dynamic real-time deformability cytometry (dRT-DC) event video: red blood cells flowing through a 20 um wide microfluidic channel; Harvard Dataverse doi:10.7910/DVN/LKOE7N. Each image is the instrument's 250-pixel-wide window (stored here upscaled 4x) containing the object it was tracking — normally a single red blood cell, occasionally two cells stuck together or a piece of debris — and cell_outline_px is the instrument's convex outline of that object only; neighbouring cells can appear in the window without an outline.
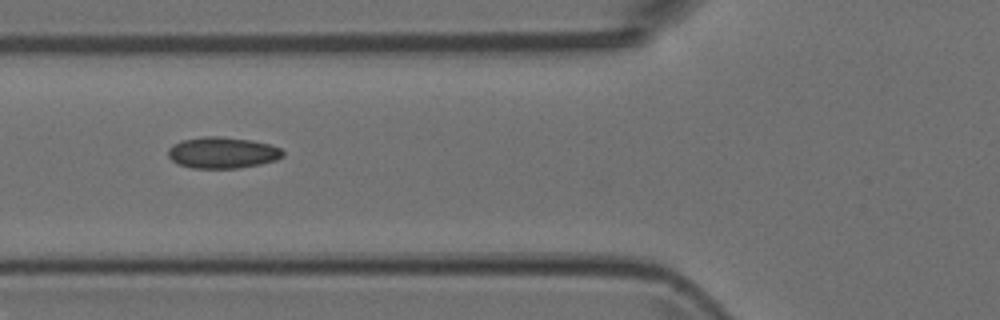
{"species": "Egyptian fruit bat (a non-hibernating species)", "species_latin": "Rousettus aegyptiacus", "temperature_condition": "room temperature", "stored_images_in_passage": 4, "camera_frame_rate_fps": 3000, "um_per_image_px": 0.085, "animal": {"sex": "female"}, "frame": {"image": 1, "passage_image": 3, "time_ms": 0.667, "image_size_px": [1000, 320], "cell_outline_px": [[284, 156], [276, 160], [260, 164], [240, 168], [192, 168], [176, 164], [168, 156], [168, 148], [172, 144], [184, 140], [204, 136], [220, 136], [252, 140], [268, 144], [280, 148], [284, 152]], "centroid_in_image_um": [18.9, 12.98], "position_along_channel_um": 106.9, "area_um2": 21.04}}
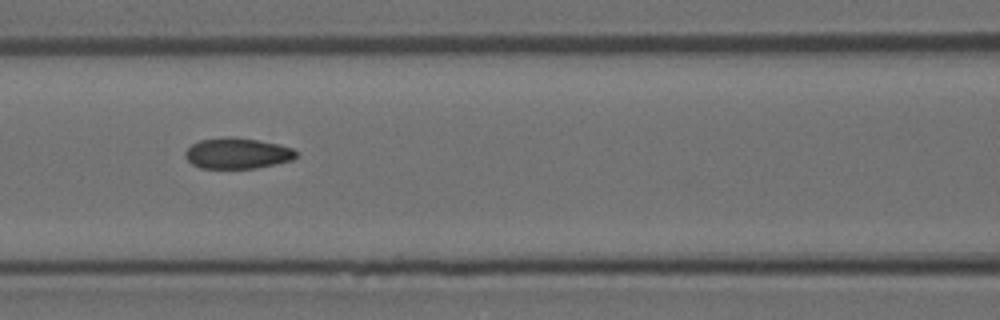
{"frame": {"image": 2, "passage_image": 4, "time_ms": 1.0, "image_size_px": [1000, 320], "cell_outline_px": [[300, 152], [292, 160], [276, 164], [256, 168], [200, 168], [192, 164], [184, 156], [184, 152], [192, 144], [200, 140], [228, 136], [260, 140], [292, 148]], "centroid_in_image_um": [20.18, 13.03], "position_along_channel_um": 146.4, "area_um2": 20.0}}